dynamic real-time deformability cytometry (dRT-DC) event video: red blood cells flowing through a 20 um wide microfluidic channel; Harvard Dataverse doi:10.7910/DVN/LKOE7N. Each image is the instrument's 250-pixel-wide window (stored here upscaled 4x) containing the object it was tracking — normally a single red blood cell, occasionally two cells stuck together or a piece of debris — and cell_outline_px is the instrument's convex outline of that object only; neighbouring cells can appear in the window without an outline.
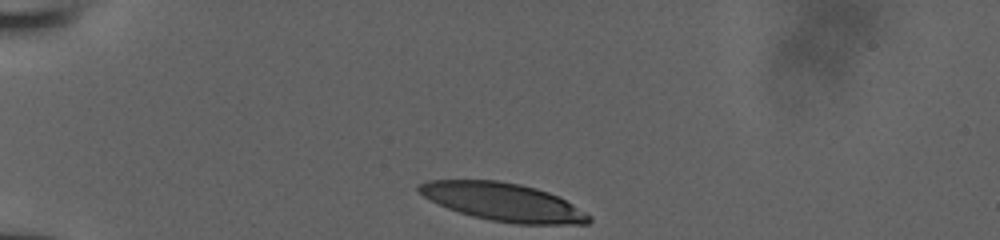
{"species": "human", "species_latin": "Homo sapiens", "temperature_condition": "room temperature", "stored_images_in_passage": 31, "camera_frame_rate_fps": 3000, "um_per_image_px": 0.085, "donor": {"sex": "male"}, "frame": {"image": 1, "passage_image": 1, "time_ms": 0.0, "image_size_px": [1000, 240], "cell_outline_px": [[592, 220], [588, 224], [516, 224], [492, 220], [472, 216], [448, 208], [416, 192], [416, 188], [420, 184], [428, 180], [496, 180], [520, 184], [536, 188], [548, 192], [572, 204], [592, 216]], "centroid_in_image_um": [42.77, 17.17], "position_along_channel_um": 42.2, "area_um2": 37.4}}
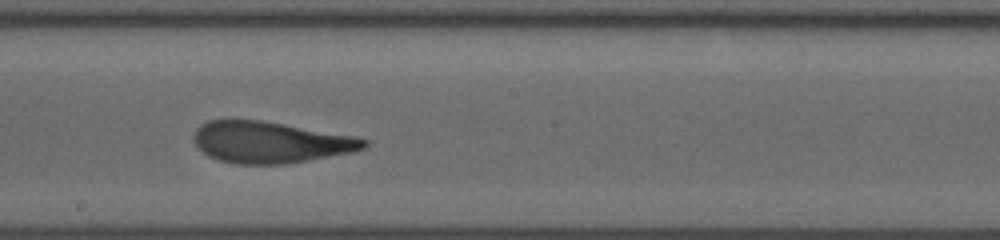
{"frame": {"image": 2, "passage_image": 18, "time_ms": 5.667, "image_size_px": [1000, 240], "cell_outline_px": [[368, 144], [364, 148], [352, 152], [288, 164], [232, 164], [216, 160], [208, 156], [192, 140], [192, 136], [196, 128], [200, 124], [208, 120], [260, 120], [284, 124], [352, 136], [368, 140]], "centroid_in_image_um": [22.92, 12.1], "position_along_channel_um": 225.3, "area_um2": 41.04}}
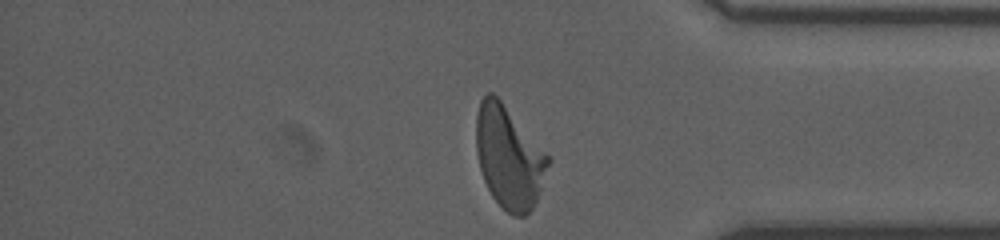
{"frame": {"image": 3, "passage_image": 31, "time_ms": 10.0, "image_size_px": [1000, 240], "cell_outline_px": [[552, 160], [536, 200], [532, 208], [524, 216], [512, 216], [492, 196], [484, 180], [480, 168], [476, 152], [476, 116], [480, 100], [488, 92], [492, 92], [500, 100], [552, 156]], "centroid_in_image_um": [43.28, 13.34], "position_along_channel_um": 391.9, "area_um2": 43.0}}